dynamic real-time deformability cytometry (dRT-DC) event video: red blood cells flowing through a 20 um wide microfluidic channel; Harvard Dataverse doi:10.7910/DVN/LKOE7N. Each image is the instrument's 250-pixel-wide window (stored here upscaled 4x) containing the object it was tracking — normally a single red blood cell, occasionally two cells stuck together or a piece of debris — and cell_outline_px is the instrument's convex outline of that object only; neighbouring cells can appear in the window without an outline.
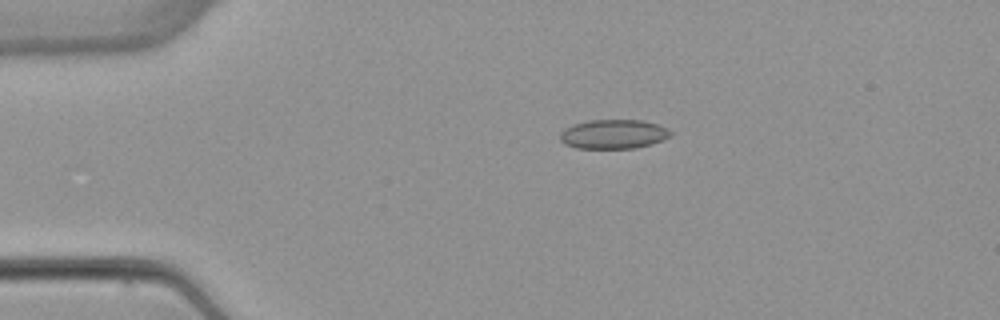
{"species": "common noctule bat (a hibernating species)", "species_latin": "Nyctalus noctula", "temperature_condition": "warm", "stored_images_in_passage": 2, "camera_frame_rate_fps": 3000, "um_per_image_px": 0.085, "animal": {"sex": "female", "body_mass_g": 22.7, "forearm_length_mm": 54.2}, "frame": {"image": 1, "passage_image": 1, "time_ms": 0.0, "image_size_px": [1000, 320], "cell_outline_px": [[672, 136], [652, 144], [636, 148], [576, 148], [564, 144], [560, 140], [560, 132], [564, 128], [572, 124], [588, 120], [644, 120], [668, 128], [672, 132]], "centroid_in_image_um": [52.14, 11.4], "position_along_channel_um": 32.9, "area_um2": 19.07}}